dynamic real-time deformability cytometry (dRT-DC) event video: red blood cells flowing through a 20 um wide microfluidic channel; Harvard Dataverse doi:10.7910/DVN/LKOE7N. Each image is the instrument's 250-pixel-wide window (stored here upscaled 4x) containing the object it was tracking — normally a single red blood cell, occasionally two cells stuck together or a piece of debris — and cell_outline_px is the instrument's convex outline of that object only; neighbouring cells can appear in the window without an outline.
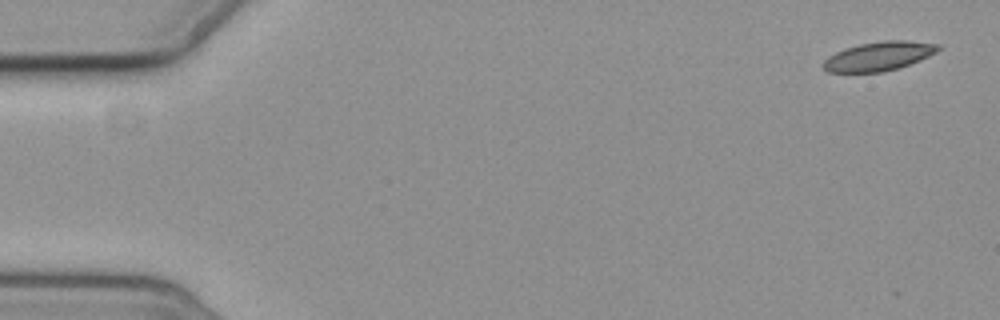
{"species": "common noctule bat (a hibernating species)", "species_latin": "Nyctalus noctula", "temperature_condition": "cold", "stored_images_in_passage": 6, "camera_frame_rate_fps": 3000, "um_per_image_px": 0.085, "animal": {"sex": "female", "body_mass_g": 19.3, "forearm_length_mm": 54.1}, "frame": {"image": 1, "passage_image": 1, "time_ms": 0.0, "image_size_px": [1000, 320], "cell_outline_px": [[944, 48], [920, 60], [900, 68], [884, 72], [828, 72], [824, 68], [824, 60], [828, 56], [844, 48], [860, 44], [884, 40], [908, 40], [940, 44]], "centroid_in_image_um": [74.75, 4.77], "position_along_channel_um": 10.2, "area_um2": 19.59}}
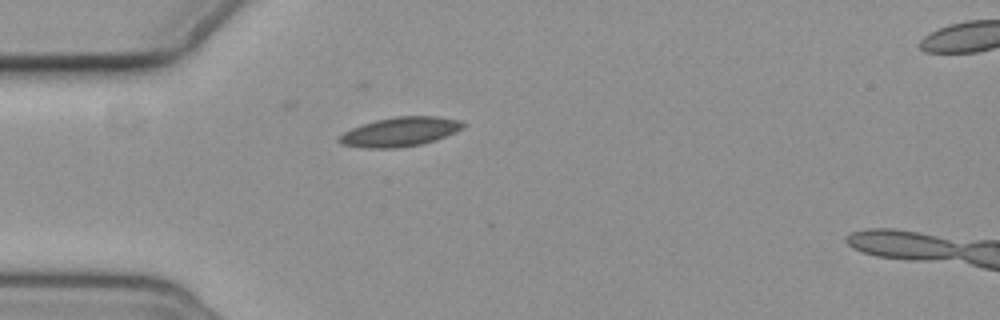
{"frame": {"image": 2, "passage_image": 5, "time_ms": 4.667, "image_size_px": [1000, 320], "cell_outline_px": [[468, 124], [464, 128], [456, 132], [436, 140], [420, 144], [400, 148], [364, 148], [340, 144], [336, 140], [336, 136], [352, 128], [376, 120], [396, 116], [436, 116], [460, 120]], "centroid_in_image_um": [34.01, 11.21], "position_along_channel_um": 51.0, "area_um2": 21.39}}